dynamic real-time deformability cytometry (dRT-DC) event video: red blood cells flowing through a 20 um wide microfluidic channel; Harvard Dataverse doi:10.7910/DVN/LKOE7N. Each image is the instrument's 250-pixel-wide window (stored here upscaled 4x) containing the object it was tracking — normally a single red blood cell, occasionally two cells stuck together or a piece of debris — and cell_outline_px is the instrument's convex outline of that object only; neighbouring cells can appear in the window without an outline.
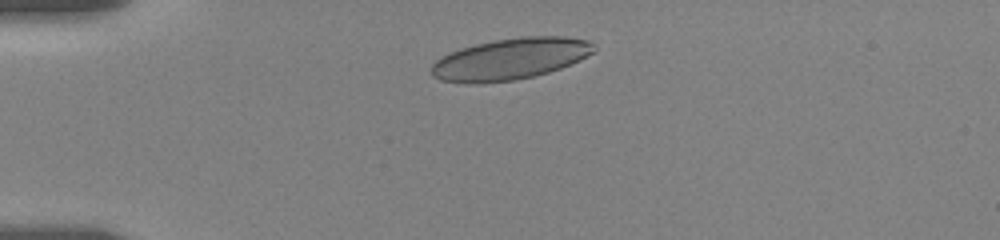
{"species": "human", "species_latin": "Homo sapiens", "temperature_condition": "room temperature", "stored_images_in_passage": 7, "camera_frame_rate_fps": 3000, "um_per_image_px": 0.085, "donor": {"sex": "female"}, "frame": {"image": 1, "passage_image": 2, "time_ms": 1.0, "image_size_px": [1000, 240], "cell_outline_px": [[596, 48], [592, 52], [560, 68], [548, 72], [516, 80], [476, 84], [472, 84], [440, 80], [432, 76], [432, 64], [436, 60], [448, 52], [460, 48], [476, 44], [496, 40], [520, 36], [564, 36], [592, 40]], "centroid_in_image_um": [43.34, 5.0], "position_along_channel_um": 41.7, "area_um2": 39.19}}
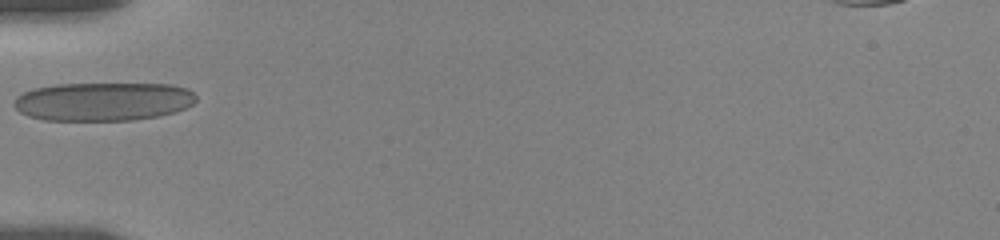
{"frame": {"image": 2, "passage_image": 4, "time_ms": 3.0, "image_size_px": [1000, 240], "cell_outline_px": [[196, 100], [192, 104], [176, 112], [160, 116], [132, 120], [44, 120], [28, 116], [20, 112], [12, 104], [12, 100], [16, 96], [32, 88], [56, 84], [172, 84], [188, 88], [196, 96]], "centroid_in_image_um": [8.75, 8.62], "position_along_channel_um": 76.2, "area_um2": 41.21}}
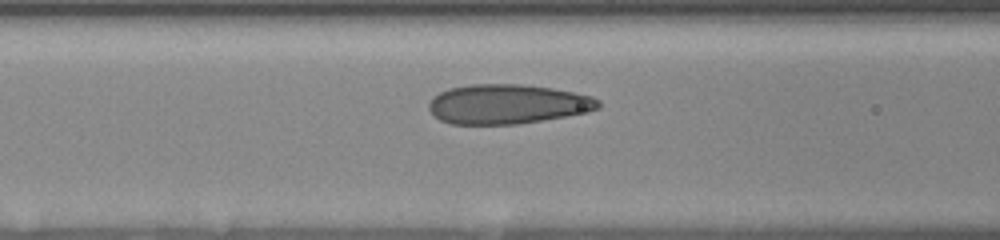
{"frame": {"image": 3, "passage_image": 6, "time_ms": 4.333, "image_size_px": [1000, 240], "cell_outline_px": [[600, 108], [588, 112], [516, 124], [452, 124], [440, 120], [428, 108], [428, 104], [432, 96], [448, 88], [472, 84], [520, 84], [552, 88], [592, 96], [600, 100]], "centroid_in_image_um": [43.12, 8.84], "position_along_channel_um": 123.5, "area_um2": 39.02}}